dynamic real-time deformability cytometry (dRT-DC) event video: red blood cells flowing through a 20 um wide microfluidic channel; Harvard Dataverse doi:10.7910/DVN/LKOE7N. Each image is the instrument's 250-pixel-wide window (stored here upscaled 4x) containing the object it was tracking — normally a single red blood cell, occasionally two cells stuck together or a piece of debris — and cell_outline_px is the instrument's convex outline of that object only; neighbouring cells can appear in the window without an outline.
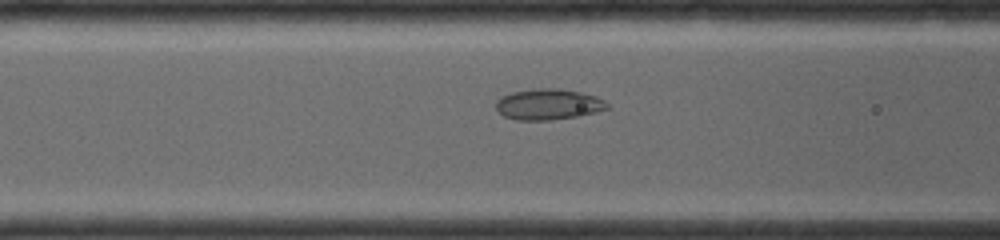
{"species": "common noctule bat (a hibernating species)", "species_latin": "Nyctalus noctula", "temperature_condition": "room temperature", "stored_images_in_passage": 16, "camera_frame_rate_fps": 4000, "um_per_image_px": 0.085, "animal": {"sex": "female", "body_mass_g": 19.0, "forearm_length_mm": 56.7}, "frame": {"image": 1, "passage_image": 12, "time_ms": 3.0, "image_size_px": [1000, 240], "cell_outline_px": [[612, 108], [596, 112], [576, 116], [548, 120], [516, 120], [504, 116], [496, 108], [496, 100], [500, 96], [512, 92], [536, 88], [560, 88], [580, 92], [596, 96], [604, 100]], "centroid_in_image_um": [46.61, 8.86], "position_along_channel_um": 120.0, "area_um2": 20.11}}